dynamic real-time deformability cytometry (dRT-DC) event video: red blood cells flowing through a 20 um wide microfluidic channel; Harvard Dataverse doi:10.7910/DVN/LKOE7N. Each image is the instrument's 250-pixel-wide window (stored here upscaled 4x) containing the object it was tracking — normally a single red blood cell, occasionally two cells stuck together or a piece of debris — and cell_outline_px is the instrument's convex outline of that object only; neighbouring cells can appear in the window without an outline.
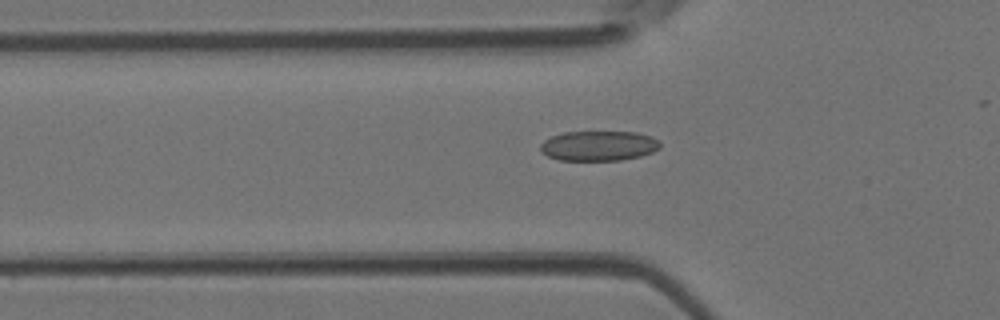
{"species": "Egyptian fruit bat (a non-hibernating species)", "species_latin": "Rousettus aegyptiacus", "temperature_condition": "room temperature", "stored_images_in_passage": 19, "camera_frame_rate_fps": 3000, "um_per_image_px": 0.085, "animal": {"sex": "female"}, "frame": {"image": 1, "passage_image": 6, "time_ms": 1.667, "image_size_px": [1000, 320], "cell_outline_px": [[660, 148], [652, 152], [640, 156], [620, 160], [560, 160], [548, 156], [540, 152], [540, 144], [544, 140], [552, 136], [564, 132], [636, 132], [652, 136], [660, 144]], "centroid_in_image_um": [50.87, 12.39], "position_along_channel_um": 74.9, "area_um2": 20.87}}
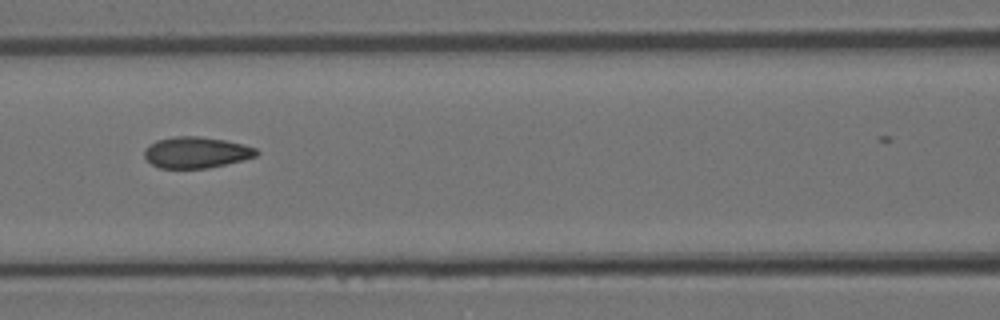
{"frame": {"image": 2, "passage_image": 11, "time_ms": 3.333, "image_size_px": [1000, 320], "cell_outline_px": [[260, 152], [256, 156], [244, 160], [208, 168], [160, 168], [152, 164], [144, 156], [144, 148], [148, 144], [156, 140], [172, 136], [200, 136], [224, 140], [244, 144], [256, 148]], "centroid_in_image_um": [16.67, 12.95], "position_along_channel_um": 149.9, "area_um2": 20.58}}
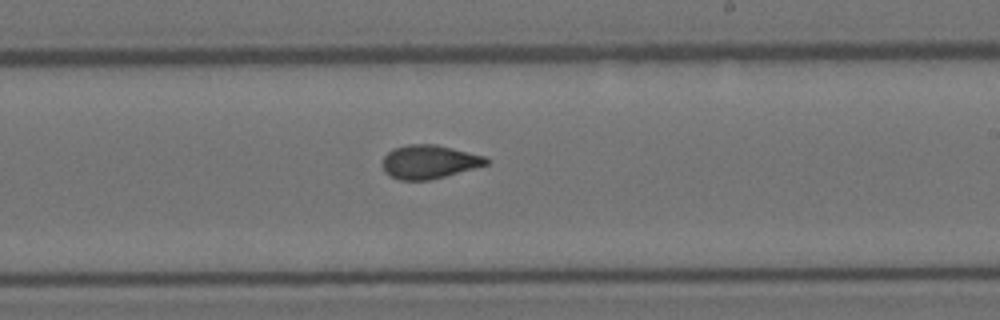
{"frame": {"image": 3, "passage_image": 18, "time_ms": 5.667, "image_size_px": [1000, 320], "cell_outline_px": [[488, 164], [444, 176], [428, 180], [400, 180], [384, 172], [384, 156], [392, 148], [408, 144], [436, 144], [484, 156], [488, 160]], "centroid_in_image_um": [36.45, 13.74], "position_along_channel_um": 252.6, "area_um2": 20.0}}